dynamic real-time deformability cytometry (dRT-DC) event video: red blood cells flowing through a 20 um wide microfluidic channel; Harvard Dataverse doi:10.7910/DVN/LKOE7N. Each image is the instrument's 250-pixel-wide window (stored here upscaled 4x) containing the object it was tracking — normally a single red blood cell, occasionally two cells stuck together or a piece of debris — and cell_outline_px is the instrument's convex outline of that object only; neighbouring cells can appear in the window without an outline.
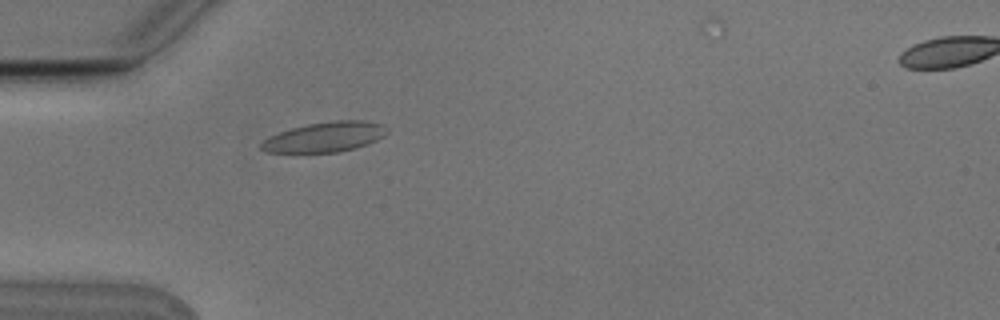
{"species": "Egyptian fruit bat (a non-hibernating species)", "species_latin": "Rousettus aegyptiacus", "temperature_condition": "cold", "stored_images_in_passage": 2, "segment_of_instrument_passage": [1, 2], "camera_frame_rate_fps": 3000, "um_per_image_px": 0.085, "animal": {"sex": "male"}, "frame": {"image": 1, "passage_image": 1, "time_ms": 0.0, "image_size_px": [1000, 320], "cell_outline_px": [[388, 132], [384, 136], [376, 140], [356, 148], [336, 152], [268, 152], [260, 148], [260, 144], [264, 140], [280, 132], [292, 128], [308, 124], [336, 120], [364, 120], [384, 124], [388, 128]], "centroid_in_image_um": [27.68, 11.63], "position_along_channel_um": 57.3, "area_um2": 21.79}}